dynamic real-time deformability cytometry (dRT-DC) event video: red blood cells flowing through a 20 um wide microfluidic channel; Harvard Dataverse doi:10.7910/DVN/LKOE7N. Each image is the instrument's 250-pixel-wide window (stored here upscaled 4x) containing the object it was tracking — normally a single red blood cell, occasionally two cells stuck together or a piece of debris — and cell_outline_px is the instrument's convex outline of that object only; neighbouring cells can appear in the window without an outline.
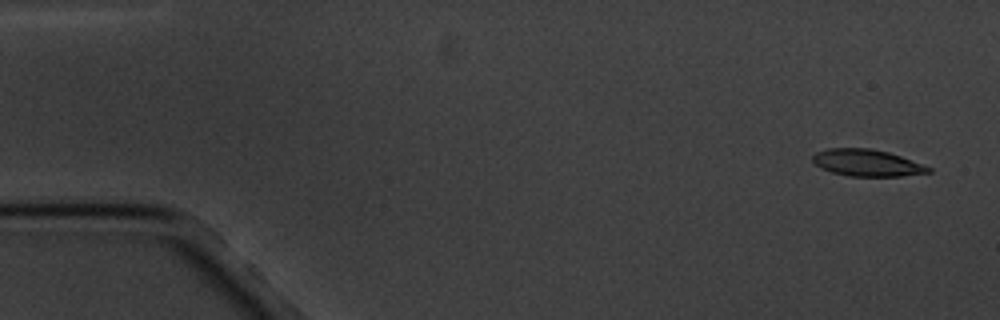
{"species": "common noctule bat (a hibernating species)", "species_latin": "Nyctalus noctula", "temperature_condition": "cold", "stored_images_in_passage": 5, "camera_frame_rate_fps": 3000, "um_per_image_px": 0.085, "animal": {"sex": "male", "body_mass_g": 20.1, "forearm_length_mm": 53.5}, "frame": {"image": 1, "passage_image": 1, "time_ms": 0.0, "image_size_px": [1000, 320], "cell_outline_px": [[932, 172], [900, 176], [848, 176], [832, 172], [820, 168], [812, 160], [812, 156], [816, 152], [828, 148], [872, 148], [888, 152], [900, 156], [932, 168]], "centroid_in_image_um": [73.67, 13.84], "position_along_channel_um": 11.3, "area_um2": 18.03}}
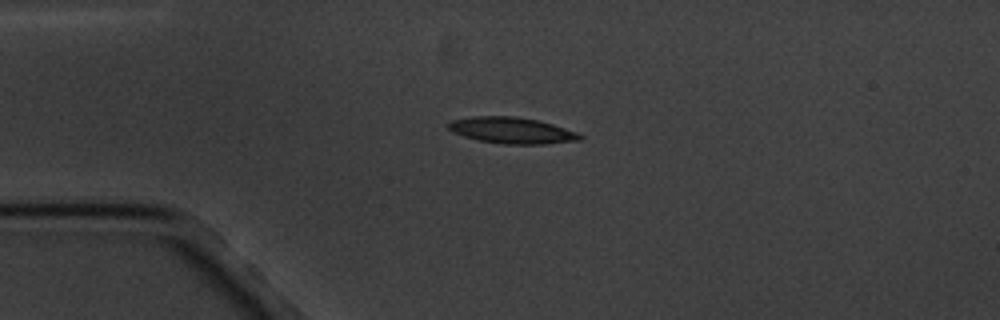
{"frame": {"image": 2, "passage_image": 4, "time_ms": 3.667, "image_size_px": [1000, 320], "cell_outline_px": [[584, 136], [580, 140], [544, 144], [504, 144], [480, 140], [464, 136], [452, 132], [448, 128], [448, 124], [452, 120], [472, 116], [516, 116], [536, 120], [552, 124], [576, 132]], "centroid_in_image_um": [43.5, 11.08], "position_along_channel_um": 41.5, "area_um2": 19.94}}